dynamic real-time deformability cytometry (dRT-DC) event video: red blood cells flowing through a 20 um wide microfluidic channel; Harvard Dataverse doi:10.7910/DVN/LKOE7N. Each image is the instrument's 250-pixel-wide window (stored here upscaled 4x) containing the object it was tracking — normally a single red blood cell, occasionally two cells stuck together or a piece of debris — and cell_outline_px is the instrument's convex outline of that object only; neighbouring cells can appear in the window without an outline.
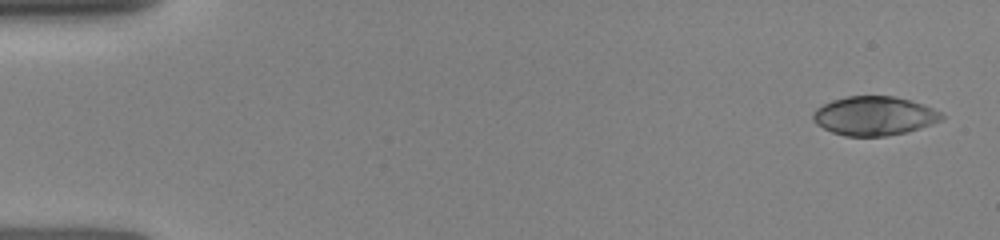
{"species": "human", "species_latin": "Homo sapiens", "temperature_condition": "room temperature", "stored_images_in_passage": 5, "camera_frame_rate_fps": 3000, "um_per_image_px": 0.085, "donor": {"sex": "female"}, "frame": {"image": 1, "passage_image": 1, "time_ms": 0.0, "image_size_px": [1000, 240], "cell_outline_px": [[944, 120], [908, 132], [888, 136], [844, 136], [832, 132], [816, 124], [812, 120], [812, 116], [816, 108], [832, 100], [848, 96], [892, 96], [924, 104], [940, 112], [944, 116]], "centroid_in_image_um": [74.32, 9.86], "position_along_channel_um": 10.7, "area_um2": 29.3}}